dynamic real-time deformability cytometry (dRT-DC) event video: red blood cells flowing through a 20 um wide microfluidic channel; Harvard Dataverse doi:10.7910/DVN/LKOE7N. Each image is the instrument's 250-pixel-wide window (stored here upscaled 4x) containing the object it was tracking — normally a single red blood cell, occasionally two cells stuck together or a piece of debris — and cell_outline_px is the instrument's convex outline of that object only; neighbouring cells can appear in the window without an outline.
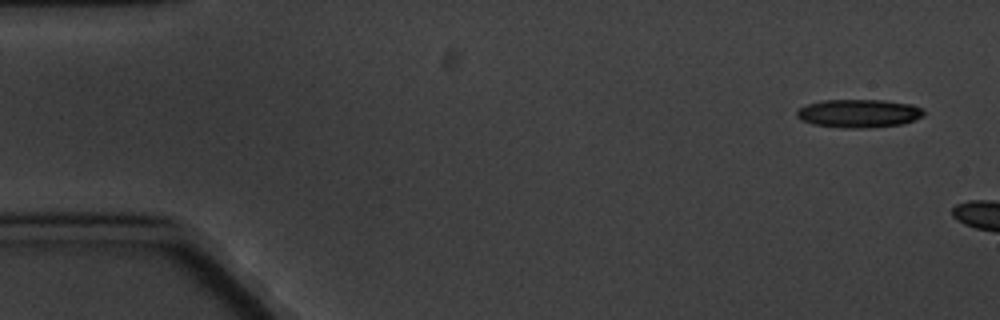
{"species": "common noctule bat (a hibernating species)", "species_latin": "Nyctalus noctula", "temperature_condition": "cold", "stored_images_in_passage": 3, "camera_frame_rate_fps": 3000, "um_per_image_px": 0.085, "animal": {"sex": "male", "body_mass_g": 20.1, "forearm_length_mm": 53.5}, "frame": {"image": 1, "passage_image": 1, "time_ms": 0.0, "image_size_px": [1000, 320], "cell_outline_px": [[924, 116], [904, 124], [868, 128], [844, 128], [812, 124], [800, 120], [796, 116], [796, 112], [804, 104], [820, 100], [884, 100], [912, 104], [924, 108]], "centroid_in_image_um": [73.0, 9.64], "position_along_channel_um": 12.0, "area_um2": 21.33}}